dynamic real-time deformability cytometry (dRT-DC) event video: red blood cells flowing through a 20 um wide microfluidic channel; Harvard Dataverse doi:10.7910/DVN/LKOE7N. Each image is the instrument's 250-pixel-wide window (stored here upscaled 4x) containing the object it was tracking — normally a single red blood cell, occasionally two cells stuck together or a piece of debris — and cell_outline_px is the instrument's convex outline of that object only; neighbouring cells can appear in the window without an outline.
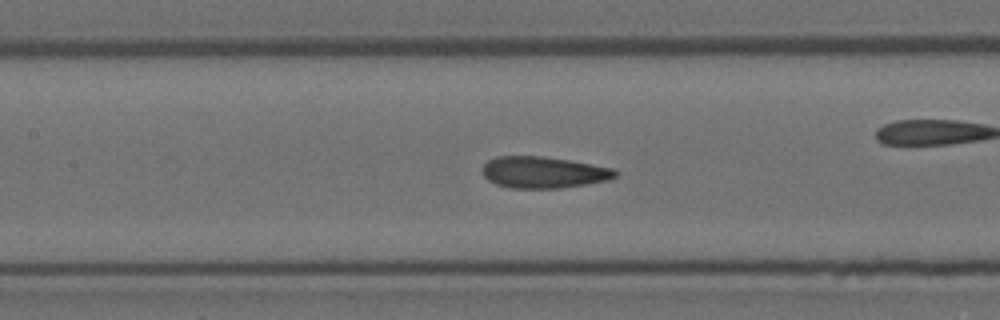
{"species": "Egyptian fruit bat (a non-hibernating species)", "species_latin": "Rousettus aegyptiacus", "temperature_condition": "room temperature", "stored_images_in_passage": 51, "camera_frame_rate_fps": 3000, "um_per_image_px": 0.085, "animal": {"sex": "female"}, "frame": {"image": 1, "passage_image": 22, "time_ms": 7.0, "image_size_px": [1000, 320], "cell_outline_px": [[620, 172], [616, 176], [608, 180], [560, 188], [512, 188], [496, 184], [488, 180], [484, 176], [480, 168], [488, 160], [496, 156], [544, 156], [616, 168]], "centroid_in_image_um": [46.19, 14.64], "position_along_channel_um": 161.2, "area_um2": 24.57}}
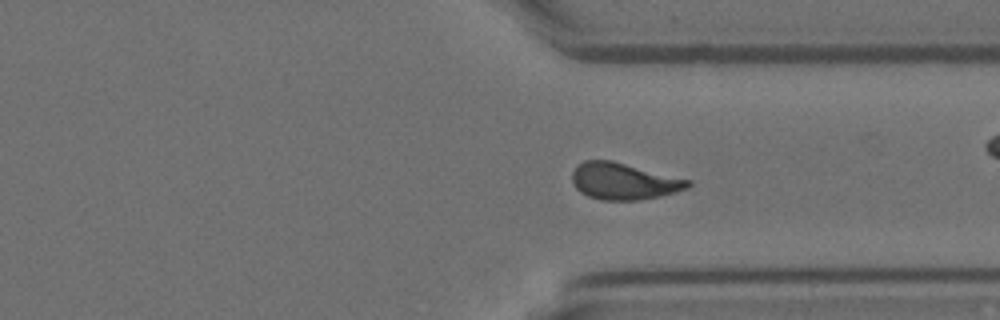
{"frame": {"image": 2, "passage_image": 37, "time_ms": 12.0, "image_size_px": [1000, 320], "cell_outline_px": [[692, 184], [688, 188], [676, 192], [660, 196], [640, 200], [600, 200], [588, 196], [580, 192], [576, 188], [572, 180], [572, 172], [576, 164], [584, 160], [612, 160], [692, 180]], "centroid_in_image_um": [53.02, 15.4], "position_along_channel_um": 358.4, "area_um2": 25.03}}